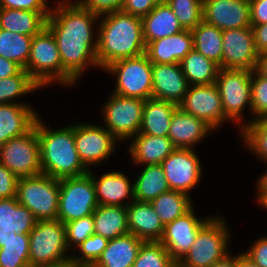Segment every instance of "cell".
<instances>
[{
  "instance_id": "cell-1",
  "label": "cell",
  "mask_w": 267,
  "mask_h": 267,
  "mask_svg": "<svg viewBox=\"0 0 267 267\" xmlns=\"http://www.w3.org/2000/svg\"><path fill=\"white\" fill-rule=\"evenodd\" d=\"M53 6L46 27L54 35L59 50L62 85L68 87L76 84L89 66L98 67V36L93 26L101 18L76 0H60Z\"/></svg>"
},
{
  "instance_id": "cell-2",
  "label": "cell",
  "mask_w": 267,
  "mask_h": 267,
  "mask_svg": "<svg viewBox=\"0 0 267 267\" xmlns=\"http://www.w3.org/2000/svg\"><path fill=\"white\" fill-rule=\"evenodd\" d=\"M100 18L97 23L98 68L102 70L114 61L145 54L141 17L120 10L101 15Z\"/></svg>"
},
{
  "instance_id": "cell-3",
  "label": "cell",
  "mask_w": 267,
  "mask_h": 267,
  "mask_svg": "<svg viewBox=\"0 0 267 267\" xmlns=\"http://www.w3.org/2000/svg\"><path fill=\"white\" fill-rule=\"evenodd\" d=\"M40 118L37 119V136L42 174L61 179L88 173L76 150L74 124L52 130Z\"/></svg>"
},
{
  "instance_id": "cell-4",
  "label": "cell",
  "mask_w": 267,
  "mask_h": 267,
  "mask_svg": "<svg viewBox=\"0 0 267 267\" xmlns=\"http://www.w3.org/2000/svg\"><path fill=\"white\" fill-rule=\"evenodd\" d=\"M229 230L225 218L215 215L198 232L190 250L179 263L183 267H211L230 253Z\"/></svg>"
},
{
  "instance_id": "cell-5",
  "label": "cell",
  "mask_w": 267,
  "mask_h": 267,
  "mask_svg": "<svg viewBox=\"0 0 267 267\" xmlns=\"http://www.w3.org/2000/svg\"><path fill=\"white\" fill-rule=\"evenodd\" d=\"M16 199L33 213L37 221L57 220L59 179L45 174L21 177L17 183Z\"/></svg>"
},
{
  "instance_id": "cell-6",
  "label": "cell",
  "mask_w": 267,
  "mask_h": 267,
  "mask_svg": "<svg viewBox=\"0 0 267 267\" xmlns=\"http://www.w3.org/2000/svg\"><path fill=\"white\" fill-rule=\"evenodd\" d=\"M98 205L91 170L84 175L59 179L57 220L64 224L92 215Z\"/></svg>"
},
{
  "instance_id": "cell-7",
  "label": "cell",
  "mask_w": 267,
  "mask_h": 267,
  "mask_svg": "<svg viewBox=\"0 0 267 267\" xmlns=\"http://www.w3.org/2000/svg\"><path fill=\"white\" fill-rule=\"evenodd\" d=\"M29 257L30 267L49 265L71 257L65 226L60 220L36 222L29 233Z\"/></svg>"
},
{
  "instance_id": "cell-8",
  "label": "cell",
  "mask_w": 267,
  "mask_h": 267,
  "mask_svg": "<svg viewBox=\"0 0 267 267\" xmlns=\"http://www.w3.org/2000/svg\"><path fill=\"white\" fill-rule=\"evenodd\" d=\"M251 75L247 69L219 68L215 84L221 97L224 116L243 129L242 117L246 107L251 113Z\"/></svg>"
},
{
  "instance_id": "cell-9",
  "label": "cell",
  "mask_w": 267,
  "mask_h": 267,
  "mask_svg": "<svg viewBox=\"0 0 267 267\" xmlns=\"http://www.w3.org/2000/svg\"><path fill=\"white\" fill-rule=\"evenodd\" d=\"M103 71L116 78L112 93L142 100L152 98V63L146 54L114 61Z\"/></svg>"
},
{
  "instance_id": "cell-10",
  "label": "cell",
  "mask_w": 267,
  "mask_h": 267,
  "mask_svg": "<svg viewBox=\"0 0 267 267\" xmlns=\"http://www.w3.org/2000/svg\"><path fill=\"white\" fill-rule=\"evenodd\" d=\"M24 70L41 88L51 83L62 85V61L54 35L47 27L33 36Z\"/></svg>"
},
{
  "instance_id": "cell-11",
  "label": "cell",
  "mask_w": 267,
  "mask_h": 267,
  "mask_svg": "<svg viewBox=\"0 0 267 267\" xmlns=\"http://www.w3.org/2000/svg\"><path fill=\"white\" fill-rule=\"evenodd\" d=\"M101 107L105 128L120 142L139 133L145 100L111 93Z\"/></svg>"
},
{
  "instance_id": "cell-12",
  "label": "cell",
  "mask_w": 267,
  "mask_h": 267,
  "mask_svg": "<svg viewBox=\"0 0 267 267\" xmlns=\"http://www.w3.org/2000/svg\"><path fill=\"white\" fill-rule=\"evenodd\" d=\"M0 163L18 178L42 174L37 120L30 131L0 145Z\"/></svg>"
},
{
  "instance_id": "cell-13",
  "label": "cell",
  "mask_w": 267,
  "mask_h": 267,
  "mask_svg": "<svg viewBox=\"0 0 267 267\" xmlns=\"http://www.w3.org/2000/svg\"><path fill=\"white\" fill-rule=\"evenodd\" d=\"M74 140L80 160L87 168L109 159L119 142L104 126L88 122L74 123Z\"/></svg>"
},
{
  "instance_id": "cell-14",
  "label": "cell",
  "mask_w": 267,
  "mask_h": 267,
  "mask_svg": "<svg viewBox=\"0 0 267 267\" xmlns=\"http://www.w3.org/2000/svg\"><path fill=\"white\" fill-rule=\"evenodd\" d=\"M195 149L176 148L161 163L170 190L190 195L201 183L202 165Z\"/></svg>"
},
{
  "instance_id": "cell-15",
  "label": "cell",
  "mask_w": 267,
  "mask_h": 267,
  "mask_svg": "<svg viewBox=\"0 0 267 267\" xmlns=\"http://www.w3.org/2000/svg\"><path fill=\"white\" fill-rule=\"evenodd\" d=\"M178 107L202 119L214 130L229 122L224 116L221 97L215 83L189 86Z\"/></svg>"
},
{
  "instance_id": "cell-16",
  "label": "cell",
  "mask_w": 267,
  "mask_h": 267,
  "mask_svg": "<svg viewBox=\"0 0 267 267\" xmlns=\"http://www.w3.org/2000/svg\"><path fill=\"white\" fill-rule=\"evenodd\" d=\"M197 218L194 207L183 216L164 226L160 243L175 262H179L190 250L198 232L214 217Z\"/></svg>"
},
{
  "instance_id": "cell-17",
  "label": "cell",
  "mask_w": 267,
  "mask_h": 267,
  "mask_svg": "<svg viewBox=\"0 0 267 267\" xmlns=\"http://www.w3.org/2000/svg\"><path fill=\"white\" fill-rule=\"evenodd\" d=\"M224 69H256L259 53L255 48L252 27L225 30L222 33Z\"/></svg>"
},
{
  "instance_id": "cell-18",
  "label": "cell",
  "mask_w": 267,
  "mask_h": 267,
  "mask_svg": "<svg viewBox=\"0 0 267 267\" xmlns=\"http://www.w3.org/2000/svg\"><path fill=\"white\" fill-rule=\"evenodd\" d=\"M203 20L222 31L251 27L249 0H203Z\"/></svg>"
},
{
  "instance_id": "cell-19",
  "label": "cell",
  "mask_w": 267,
  "mask_h": 267,
  "mask_svg": "<svg viewBox=\"0 0 267 267\" xmlns=\"http://www.w3.org/2000/svg\"><path fill=\"white\" fill-rule=\"evenodd\" d=\"M189 84L180 64H152V98L179 105Z\"/></svg>"
},
{
  "instance_id": "cell-20",
  "label": "cell",
  "mask_w": 267,
  "mask_h": 267,
  "mask_svg": "<svg viewBox=\"0 0 267 267\" xmlns=\"http://www.w3.org/2000/svg\"><path fill=\"white\" fill-rule=\"evenodd\" d=\"M37 220L16 197L0 199V248L16 234H29Z\"/></svg>"
},
{
  "instance_id": "cell-21",
  "label": "cell",
  "mask_w": 267,
  "mask_h": 267,
  "mask_svg": "<svg viewBox=\"0 0 267 267\" xmlns=\"http://www.w3.org/2000/svg\"><path fill=\"white\" fill-rule=\"evenodd\" d=\"M214 131L205 121L178 107L173 114L168 137L176 148L194 149L196 144Z\"/></svg>"
},
{
  "instance_id": "cell-22",
  "label": "cell",
  "mask_w": 267,
  "mask_h": 267,
  "mask_svg": "<svg viewBox=\"0 0 267 267\" xmlns=\"http://www.w3.org/2000/svg\"><path fill=\"white\" fill-rule=\"evenodd\" d=\"M193 48L192 32L184 29L166 38L149 42L145 54L152 64H173L179 63Z\"/></svg>"
},
{
  "instance_id": "cell-23",
  "label": "cell",
  "mask_w": 267,
  "mask_h": 267,
  "mask_svg": "<svg viewBox=\"0 0 267 267\" xmlns=\"http://www.w3.org/2000/svg\"><path fill=\"white\" fill-rule=\"evenodd\" d=\"M126 209L129 233L144 242L160 241L164 233V224L150 202L134 200Z\"/></svg>"
},
{
  "instance_id": "cell-24",
  "label": "cell",
  "mask_w": 267,
  "mask_h": 267,
  "mask_svg": "<svg viewBox=\"0 0 267 267\" xmlns=\"http://www.w3.org/2000/svg\"><path fill=\"white\" fill-rule=\"evenodd\" d=\"M99 205L127 207L134 201L133 182L121 171H109L99 178L91 172ZM130 200L125 203V200Z\"/></svg>"
},
{
  "instance_id": "cell-25",
  "label": "cell",
  "mask_w": 267,
  "mask_h": 267,
  "mask_svg": "<svg viewBox=\"0 0 267 267\" xmlns=\"http://www.w3.org/2000/svg\"><path fill=\"white\" fill-rule=\"evenodd\" d=\"M38 117L29 104H0V145L30 131Z\"/></svg>"
},
{
  "instance_id": "cell-26",
  "label": "cell",
  "mask_w": 267,
  "mask_h": 267,
  "mask_svg": "<svg viewBox=\"0 0 267 267\" xmlns=\"http://www.w3.org/2000/svg\"><path fill=\"white\" fill-rule=\"evenodd\" d=\"M129 145L132 162L139 165L161 164L176 147L168 136H151L138 133Z\"/></svg>"
},
{
  "instance_id": "cell-27",
  "label": "cell",
  "mask_w": 267,
  "mask_h": 267,
  "mask_svg": "<svg viewBox=\"0 0 267 267\" xmlns=\"http://www.w3.org/2000/svg\"><path fill=\"white\" fill-rule=\"evenodd\" d=\"M143 242L131 233L109 240L93 267H132Z\"/></svg>"
},
{
  "instance_id": "cell-28",
  "label": "cell",
  "mask_w": 267,
  "mask_h": 267,
  "mask_svg": "<svg viewBox=\"0 0 267 267\" xmlns=\"http://www.w3.org/2000/svg\"><path fill=\"white\" fill-rule=\"evenodd\" d=\"M141 19L146 45L151 41L166 38L184 30L167 2L157 4Z\"/></svg>"
},
{
  "instance_id": "cell-29",
  "label": "cell",
  "mask_w": 267,
  "mask_h": 267,
  "mask_svg": "<svg viewBox=\"0 0 267 267\" xmlns=\"http://www.w3.org/2000/svg\"><path fill=\"white\" fill-rule=\"evenodd\" d=\"M50 12L1 8L0 29L33 37L46 27Z\"/></svg>"
},
{
  "instance_id": "cell-30",
  "label": "cell",
  "mask_w": 267,
  "mask_h": 267,
  "mask_svg": "<svg viewBox=\"0 0 267 267\" xmlns=\"http://www.w3.org/2000/svg\"><path fill=\"white\" fill-rule=\"evenodd\" d=\"M178 105L154 98L145 100L139 133L168 136L170 123Z\"/></svg>"
},
{
  "instance_id": "cell-31",
  "label": "cell",
  "mask_w": 267,
  "mask_h": 267,
  "mask_svg": "<svg viewBox=\"0 0 267 267\" xmlns=\"http://www.w3.org/2000/svg\"><path fill=\"white\" fill-rule=\"evenodd\" d=\"M95 234L112 240L129 233L124 206L98 205L93 213Z\"/></svg>"
},
{
  "instance_id": "cell-32",
  "label": "cell",
  "mask_w": 267,
  "mask_h": 267,
  "mask_svg": "<svg viewBox=\"0 0 267 267\" xmlns=\"http://www.w3.org/2000/svg\"><path fill=\"white\" fill-rule=\"evenodd\" d=\"M133 182L134 200L151 202L160 194L169 191V185L161 164L144 165Z\"/></svg>"
},
{
  "instance_id": "cell-33",
  "label": "cell",
  "mask_w": 267,
  "mask_h": 267,
  "mask_svg": "<svg viewBox=\"0 0 267 267\" xmlns=\"http://www.w3.org/2000/svg\"><path fill=\"white\" fill-rule=\"evenodd\" d=\"M181 70L189 86L215 83L219 65L192 49L180 62Z\"/></svg>"
},
{
  "instance_id": "cell-34",
  "label": "cell",
  "mask_w": 267,
  "mask_h": 267,
  "mask_svg": "<svg viewBox=\"0 0 267 267\" xmlns=\"http://www.w3.org/2000/svg\"><path fill=\"white\" fill-rule=\"evenodd\" d=\"M194 49L222 68L223 31L204 20L191 30Z\"/></svg>"
},
{
  "instance_id": "cell-35",
  "label": "cell",
  "mask_w": 267,
  "mask_h": 267,
  "mask_svg": "<svg viewBox=\"0 0 267 267\" xmlns=\"http://www.w3.org/2000/svg\"><path fill=\"white\" fill-rule=\"evenodd\" d=\"M191 196L175 190H169L153 199L150 204L164 226L183 216L194 205Z\"/></svg>"
},
{
  "instance_id": "cell-36",
  "label": "cell",
  "mask_w": 267,
  "mask_h": 267,
  "mask_svg": "<svg viewBox=\"0 0 267 267\" xmlns=\"http://www.w3.org/2000/svg\"><path fill=\"white\" fill-rule=\"evenodd\" d=\"M32 36L0 29V56L25 69L29 60Z\"/></svg>"
},
{
  "instance_id": "cell-37",
  "label": "cell",
  "mask_w": 267,
  "mask_h": 267,
  "mask_svg": "<svg viewBox=\"0 0 267 267\" xmlns=\"http://www.w3.org/2000/svg\"><path fill=\"white\" fill-rule=\"evenodd\" d=\"M39 89L42 88L22 69L17 75L0 80V104H28L16 100Z\"/></svg>"
},
{
  "instance_id": "cell-38",
  "label": "cell",
  "mask_w": 267,
  "mask_h": 267,
  "mask_svg": "<svg viewBox=\"0 0 267 267\" xmlns=\"http://www.w3.org/2000/svg\"><path fill=\"white\" fill-rule=\"evenodd\" d=\"M0 267H30L29 234H16L0 248Z\"/></svg>"
},
{
  "instance_id": "cell-39",
  "label": "cell",
  "mask_w": 267,
  "mask_h": 267,
  "mask_svg": "<svg viewBox=\"0 0 267 267\" xmlns=\"http://www.w3.org/2000/svg\"><path fill=\"white\" fill-rule=\"evenodd\" d=\"M245 147L251 150L261 161H267V118L262 117L252 121L239 133Z\"/></svg>"
},
{
  "instance_id": "cell-40",
  "label": "cell",
  "mask_w": 267,
  "mask_h": 267,
  "mask_svg": "<svg viewBox=\"0 0 267 267\" xmlns=\"http://www.w3.org/2000/svg\"><path fill=\"white\" fill-rule=\"evenodd\" d=\"M166 2L183 29L192 30L203 21V0H166Z\"/></svg>"
},
{
  "instance_id": "cell-41",
  "label": "cell",
  "mask_w": 267,
  "mask_h": 267,
  "mask_svg": "<svg viewBox=\"0 0 267 267\" xmlns=\"http://www.w3.org/2000/svg\"><path fill=\"white\" fill-rule=\"evenodd\" d=\"M175 261L159 241L143 242L132 267H170Z\"/></svg>"
},
{
  "instance_id": "cell-42",
  "label": "cell",
  "mask_w": 267,
  "mask_h": 267,
  "mask_svg": "<svg viewBox=\"0 0 267 267\" xmlns=\"http://www.w3.org/2000/svg\"><path fill=\"white\" fill-rule=\"evenodd\" d=\"M251 93V113L254 118L246 122L243 119V128L267 115V78L261 76L256 70H253L251 75Z\"/></svg>"
},
{
  "instance_id": "cell-43",
  "label": "cell",
  "mask_w": 267,
  "mask_h": 267,
  "mask_svg": "<svg viewBox=\"0 0 267 267\" xmlns=\"http://www.w3.org/2000/svg\"><path fill=\"white\" fill-rule=\"evenodd\" d=\"M108 239L98 234H92L77 246L79 254L71 255L77 264L93 265L107 247Z\"/></svg>"
},
{
  "instance_id": "cell-44",
  "label": "cell",
  "mask_w": 267,
  "mask_h": 267,
  "mask_svg": "<svg viewBox=\"0 0 267 267\" xmlns=\"http://www.w3.org/2000/svg\"><path fill=\"white\" fill-rule=\"evenodd\" d=\"M66 230V242L70 249H74L86 238L95 233L93 214L64 223Z\"/></svg>"
},
{
  "instance_id": "cell-45",
  "label": "cell",
  "mask_w": 267,
  "mask_h": 267,
  "mask_svg": "<svg viewBox=\"0 0 267 267\" xmlns=\"http://www.w3.org/2000/svg\"><path fill=\"white\" fill-rule=\"evenodd\" d=\"M82 7L89 9L94 14H104L120 11L123 0H76Z\"/></svg>"
},
{
  "instance_id": "cell-46",
  "label": "cell",
  "mask_w": 267,
  "mask_h": 267,
  "mask_svg": "<svg viewBox=\"0 0 267 267\" xmlns=\"http://www.w3.org/2000/svg\"><path fill=\"white\" fill-rule=\"evenodd\" d=\"M47 0H0L1 8L27 11H51Z\"/></svg>"
},
{
  "instance_id": "cell-47",
  "label": "cell",
  "mask_w": 267,
  "mask_h": 267,
  "mask_svg": "<svg viewBox=\"0 0 267 267\" xmlns=\"http://www.w3.org/2000/svg\"><path fill=\"white\" fill-rule=\"evenodd\" d=\"M19 178L0 163V199L16 197Z\"/></svg>"
},
{
  "instance_id": "cell-48",
  "label": "cell",
  "mask_w": 267,
  "mask_h": 267,
  "mask_svg": "<svg viewBox=\"0 0 267 267\" xmlns=\"http://www.w3.org/2000/svg\"><path fill=\"white\" fill-rule=\"evenodd\" d=\"M157 4L153 0H123L121 11L133 16H146Z\"/></svg>"
},
{
  "instance_id": "cell-49",
  "label": "cell",
  "mask_w": 267,
  "mask_h": 267,
  "mask_svg": "<svg viewBox=\"0 0 267 267\" xmlns=\"http://www.w3.org/2000/svg\"><path fill=\"white\" fill-rule=\"evenodd\" d=\"M259 267H267V236L258 238L243 252Z\"/></svg>"
},
{
  "instance_id": "cell-50",
  "label": "cell",
  "mask_w": 267,
  "mask_h": 267,
  "mask_svg": "<svg viewBox=\"0 0 267 267\" xmlns=\"http://www.w3.org/2000/svg\"><path fill=\"white\" fill-rule=\"evenodd\" d=\"M251 25L267 23V0H249Z\"/></svg>"
},
{
  "instance_id": "cell-51",
  "label": "cell",
  "mask_w": 267,
  "mask_h": 267,
  "mask_svg": "<svg viewBox=\"0 0 267 267\" xmlns=\"http://www.w3.org/2000/svg\"><path fill=\"white\" fill-rule=\"evenodd\" d=\"M254 32L255 48L259 54L267 53V23L251 25Z\"/></svg>"
},
{
  "instance_id": "cell-52",
  "label": "cell",
  "mask_w": 267,
  "mask_h": 267,
  "mask_svg": "<svg viewBox=\"0 0 267 267\" xmlns=\"http://www.w3.org/2000/svg\"><path fill=\"white\" fill-rule=\"evenodd\" d=\"M22 69L16 62L0 56V80L17 75Z\"/></svg>"
},
{
  "instance_id": "cell-53",
  "label": "cell",
  "mask_w": 267,
  "mask_h": 267,
  "mask_svg": "<svg viewBox=\"0 0 267 267\" xmlns=\"http://www.w3.org/2000/svg\"><path fill=\"white\" fill-rule=\"evenodd\" d=\"M267 164V161H265ZM257 184L255 185L258 191L257 202L259 203L267 195V171H265L259 179H257Z\"/></svg>"
},
{
  "instance_id": "cell-54",
  "label": "cell",
  "mask_w": 267,
  "mask_h": 267,
  "mask_svg": "<svg viewBox=\"0 0 267 267\" xmlns=\"http://www.w3.org/2000/svg\"><path fill=\"white\" fill-rule=\"evenodd\" d=\"M235 267H259L243 251L235 255Z\"/></svg>"
},
{
  "instance_id": "cell-55",
  "label": "cell",
  "mask_w": 267,
  "mask_h": 267,
  "mask_svg": "<svg viewBox=\"0 0 267 267\" xmlns=\"http://www.w3.org/2000/svg\"><path fill=\"white\" fill-rule=\"evenodd\" d=\"M261 76L267 78V53H263L259 55V59L257 61L256 69Z\"/></svg>"
},
{
  "instance_id": "cell-56",
  "label": "cell",
  "mask_w": 267,
  "mask_h": 267,
  "mask_svg": "<svg viewBox=\"0 0 267 267\" xmlns=\"http://www.w3.org/2000/svg\"><path fill=\"white\" fill-rule=\"evenodd\" d=\"M229 253L223 259L215 262L211 267H235V255Z\"/></svg>"
},
{
  "instance_id": "cell-57",
  "label": "cell",
  "mask_w": 267,
  "mask_h": 267,
  "mask_svg": "<svg viewBox=\"0 0 267 267\" xmlns=\"http://www.w3.org/2000/svg\"><path fill=\"white\" fill-rule=\"evenodd\" d=\"M77 265L78 264L73 260V258L69 257L65 260L40 267H76Z\"/></svg>"
},
{
  "instance_id": "cell-58",
  "label": "cell",
  "mask_w": 267,
  "mask_h": 267,
  "mask_svg": "<svg viewBox=\"0 0 267 267\" xmlns=\"http://www.w3.org/2000/svg\"><path fill=\"white\" fill-rule=\"evenodd\" d=\"M258 204L267 210V195Z\"/></svg>"
},
{
  "instance_id": "cell-59",
  "label": "cell",
  "mask_w": 267,
  "mask_h": 267,
  "mask_svg": "<svg viewBox=\"0 0 267 267\" xmlns=\"http://www.w3.org/2000/svg\"><path fill=\"white\" fill-rule=\"evenodd\" d=\"M170 267H183L179 262H174Z\"/></svg>"
},
{
  "instance_id": "cell-60",
  "label": "cell",
  "mask_w": 267,
  "mask_h": 267,
  "mask_svg": "<svg viewBox=\"0 0 267 267\" xmlns=\"http://www.w3.org/2000/svg\"><path fill=\"white\" fill-rule=\"evenodd\" d=\"M76 267H93V265L78 264Z\"/></svg>"
},
{
  "instance_id": "cell-61",
  "label": "cell",
  "mask_w": 267,
  "mask_h": 267,
  "mask_svg": "<svg viewBox=\"0 0 267 267\" xmlns=\"http://www.w3.org/2000/svg\"><path fill=\"white\" fill-rule=\"evenodd\" d=\"M156 4H159V3H164L166 2V0H153Z\"/></svg>"
}]
</instances>
